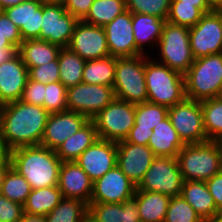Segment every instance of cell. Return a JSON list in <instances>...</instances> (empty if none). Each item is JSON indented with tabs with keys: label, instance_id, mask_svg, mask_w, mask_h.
<instances>
[{
	"label": "cell",
	"instance_id": "1",
	"mask_svg": "<svg viewBox=\"0 0 222 222\" xmlns=\"http://www.w3.org/2000/svg\"><path fill=\"white\" fill-rule=\"evenodd\" d=\"M49 114L44 107L21 100L5 104L0 134L9 151L40 145Z\"/></svg>",
	"mask_w": 222,
	"mask_h": 222
},
{
	"label": "cell",
	"instance_id": "2",
	"mask_svg": "<svg viewBox=\"0 0 222 222\" xmlns=\"http://www.w3.org/2000/svg\"><path fill=\"white\" fill-rule=\"evenodd\" d=\"M9 163L31 189L58 185L62 161L55 150L41 145L20 147L10 151Z\"/></svg>",
	"mask_w": 222,
	"mask_h": 222
},
{
	"label": "cell",
	"instance_id": "3",
	"mask_svg": "<svg viewBox=\"0 0 222 222\" xmlns=\"http://www.w3.org/2000/svg\"><path fill=\"white\" fill-rule=\"evenodd\" d=\"M147 101L167 108L185 98V77L180 72L145 55Z\"/></svg>",
	"mask_w": 222,
	"mask_h": 222
},
{
	"label": "cell",
	"instance_id": "4",
	"mask_svg": "<svg viewBox=\"0 0 222 222\" xmlns=\"http://www.w3.org/2000/svg\"><path fill=\"white\" fill-rule=\"evenodd\" d=\"M183 181H207L222 170L221 151L216 141L186 144L177 154Z\"/></svg>",
	"mask_w": 222,
	"mask_h": 222
},
{
	"label": "cell",
	"instance_id": "5",
	"mask_svg": "<svg viewBox=\"0 0 222 222\" xmlns=\"http://www.w3.org/2000/svg\"><path fill=\"white\" fill-rule=\"evenodd\" d=\"M185 77V95L191 100L217 98L222 89V52L195 59Z\"/></svg>",
	"mask_w": 222,
	"mask_h": 222
},
{
	"label": "cell",
	"instance_id": "6",
	"mask_svg": "<svg viewBox=\"0 0 222 222\" xmlns=\"http://www.w3.org/2000/svg\"><path fill=\"white\" fill-rule=\"evenodd\" d=\"M155 51L157 54H150L155 61L183 75L195 61L189 42V28L167 21Z\"/></svg>",
	"mask_w": 222,
	"mask_h": 222
},
{
	"label": "cell",
	"instance_id": "7",
	"mask_svg": "<svg viewBox=\"0 0 222 222\" xmlns=\"http://www.w3.org/2000/svg\"><path fill=\"white\" fill-rule=\"evenodd\" d=\"M113 90L117 99L133 104L147 102L145 54L116 58Z\"/></svg>",
	"mask_w": 222,
	"mask_h": 222
},
{
	"label": "cell",
	"instance_id": "8",
	"mask_svg": "<svg viewBox=\"0 0 222 222\" xmlns=\"http://www.w3.org/2000/svg\"><path fill=\"white\" fill-rule=\"evenodd\" d=\"M99 139L119 142L129 135L135 121V104L115 98L91 119Z\"/></svg>",
	"mask_w": 222,
	"mask_h": 222
},
{
	"label": "cell",
	"instance_id": "9",
	"mask_svg": "<svg viewBox=\"0 0 222 222\" xmlns=\"http://www.w3.org/2000/svg\"><path fill=\"white\" fill-rule=\"evenodd\" d=\"M183 178L176 157H155L136 191H153L170 197L181 194Z\"/></svg>",
	"mask_w": 222,
	"mask_h": 222
},
{
	"label": "cell",
	"instance_id": "10",
	"mask_svg": "<svg viewBox=\"0 0 222 222\" xmlns=\"http://www.w3.org/2000/svg\"><path fill=\"white\" fill-rule=\"evenodd\" d=\"M168 118L185 144L209 141L204 129L201 101L185 98L168 108Z\"/></svg>",
	"mask_w": 222,
	"mask_h": 222
},
{
	"label": "cell",
	"instance_id": "11",
	"mask_svg": "<svg viewBox=\"0 0 222 222\" xmlns=\"http://www.w3.org/2000/svg\"><path fill=\"white\" fill-rule=\"evenodd\" d=\"M115 99L113 87L79 83L67 88V110L85 115L89 120Z\"/></svg>",
	"mask_w": 222,
	"mask_h": 222
},
{
	"label": "cell",
	"instance_id": "12",
	"mask_svg": "<svg viewBox=\"0 0 222 222\" xmlns=\"http://www.w3.org/2000/svg\"><path fill=\"white\" fill-rule=\"evenodd\" d=\"M189 42L195 59L222 52V9L206 13L189 28Z\"/></svg>",
	"mask_w": 222,
	"mask_h": 222
},
{
	"label": "cell",
	"instance_id": "13",
	"mask_svg": "<svg viewBox=\"0 0 222 222\" xmlns=\"http://www.w3.org/2000/svg\"><path fill=\"white\" fill-rule=\"evenodd\" d=\"M40 40L67 47L79 21L66 11L63 3L43 2Z\"/></svg>",
	"mask_w": 222,
	"mask_h": 222
},
{
	"label": "cell",
	"instance_id": "14",
	"mask_svg": "<svg viewBox=\"0 0 222 222\" xmlns=\"http://www.w3.org/2000/svg\"><path fill=\"white\" fill-rule=\"evenodd\" d=\"M85 61L110 56L103 27L79 20L67 46Z\"/></svg>",
	"mask_w": 222,
	"mask_h": 222
},
{
	"label": "cell",
	"instance_id": "15",
	"mask_svg": "<svg viewBox=\"0 0 222 222\" xmlns=\"http://www.w3.org/2000/svg\"><path fill=\"white\" fill-rule=\"evenodd\" d=\"M136 189L116 165L93 182L90 203H123L134 197Z\"/></svg>",
	"mask_w": 222,
	"mask_h": 222
},
{
	"label": "cell",
	"instance_id": "16",
	"mask_svg": "<svg viewBox=\"0 0 222 222\" xmlns=\"http://www.w3.org/2000/svg\"><path fill=\"white\" fill-rule=\"evenodd\" d=\"M117 145V166L137 187L150 168L155 155L148 145L122 140Z\"/></svg>",
	"mask_w": 222,
	"mask_h": 222
},
{
	"label": "cell",
	"instance_id": "17",
	"mask_svg": "<svg viewBox=\"0 0 222 222\" xmlns=\"http://www.w3.org/2000/svg\"><path fill=\"white\" fill-rule=\"evenodd\" d=\"M74 162L94 182L117 165L116 142L98 138Z\"/></svg>",
	"mask_w": 222,
	"mask_h": 222
},
{
	"label": "cell",
	"instance_id": "18",
	"mask_svg": "<svg viewBox=\"0 0 222 222\" xmlns=\"http://www.w3.org/2000/svg\"><path fill=\"white\" fill-rule=\"evenodd\" d=\"M89 119L71 110L49 114L41 146L55 150L71 135L75 134Z\"/></svg>",
	"mask_w": 222,
	"mask_h": 222
},
{
	"label": "cell",
	"instance_id": "19",
	"mask_svg": "<svg viewBox=\"0 0 222 222\" xmlns=\"http://www.w3.org/2000/svg\"><path fill=\"white\" fill-rule=\"evenodd\" d=\"M110 56L135 57L136 42L132 28V13L126 10L104 27Z\"/></svg>",
	"mask_w": 222,
	"mask_h": 222
},
{
	"label": "cell",
	"instance_id": "20",
	"mask_svg": "<svg viewBox=\"0 0 222 222\" xmlns=\"http://www.w3.org/2000/svg\"><path fill=\"white\" fill-rule=\"evenodd\" d=\"M58 187L62 197L90 204L93 181L76 162H62Z\"/></svg>",
	"mask_w": 222,
	"mask_h": 222
},
{
	"label": "cell",
	"instance_id": "21",
	"mask_svg": "<svg viewBox=\"0 0 222 222\" xmlns=\"http://www.w3.org/2000/svg\"><path fill=\"white\" fill-rule=\"evenodd\" d=\"M28 78L27 66L18 53L0 64V102L7 104L20 100Z\"/></svg>",
	"mask_w": 222,
	"mask_h": 222
},
{
	"label": "cell",
	"instance_id": "22",
	"mask_svg": "<svg viewBox=\"0 0 222 222\" xmlns=\"http://www.w3.org/2000/svg\"><path fill=\"white\" fill-rule=\"evenodd\" d=\"M42 0H27L3 10L19 28L22 40L39 39L42 26Z\"/></svg>",
	"mask_w": 222,
	"mask_h": 222
},
{
	"label": "cell",
	"instance_id": "23",
	"mask_svg": "<svg viewBox=\"0 0 222 222\" xmlns=\"http://www.w3.org/2000/svg\"><path fill=\"white\" fill-rule=\"evenodd\" d=\"M166 20L153 15L132 13V28L136 42V56L153 54ZM146 51V52H145Z\"/></svg>",
	"mask_w": 222,
	"mask_h": 222
},
{
	"label": "cell",
	"instance_id": "24",
	"mask_svg": "<svg viewBox=\"0 0 222 222\" xmlns=\"http://www.w3.org/2000/svg\"><path fill=\"white\" fill-rule=\"evenodd\" d=\"M185 145L168 116L154 127L148 141L155 157H177Z\"/></svg>",
	"mask_w": 222,
	"mask_h": 222
},
{
	"label": "cell",
	"instance_id": "25",
	"mask_svg": "<svg viewBox=\"0 0 222 222\" xmlns=\"http://www.w3.org/2000/svg\"><path fill=\"white\" fill-rule=\"evenodd\" d=\"M88 213L98 222H141L134 198L123 203H90Z\"/></svg>",
	"mask_w": 222,
	"mask_h": 222
},
{
	"label": "cell",
	"instance_id": "26",
	"mask_svg": "<svg viewBox=\"0 0 222 222\" xmlns=\"http://www.w3.org/2000/svg\"><path fill=\"white\" fill-rule=\"evenodd\" d=\"M180 195L192 206L202 220L221 214L217 210L205 181H183Z\"/></svg>",
	"mask_w": 222,
	"mask_h": 222
},
{
	"label": "cell",
	"instance_id": "27",
	"mask_svg": "<svg viewBox=\"0 0 222 222\" xmlns=\"http://www.w3.org/2000/svg\"><path fill=\"white\" fill-rule=\"evenodd\" d=\"M97 139L95 124L89 120L56 149V154L62 162H74Z\"/></svg>",
	"mask_w": 222,
	"mask_h": 222
},
{
	"label": "cell",
	"instance_id": "28",
	"mask_svg": "<svg viewBox=\"0 0 222 222\" xmlns=\"http://www.w3.org/2000/svg\"><path fill=\"white\" fill-rule=\"evenodd\" d=\"M60 49V46L49 43L48 41L29 39L22 41L17 49V53L29 70L32 67H38L56 60Z\"/></svg>",
	"mask_w": 222,
	"mask_h": 222
},
{
	"label": "cell",
	"instance_id": "29",
	"mask_svg": "<svg viewBox=\"0 0 222 222\" xmlns=\"http://www.w3.org/2000/svg\"><path fill=\"white\" fill-rule=\"evenodd\" d=\"M133 198L141 222H164L170 196L153 191H136Z\"/></svg>",
	"mask_w": 222,
	"mask_h": 222
},
{
	"label": "cell",
	"instance_id": "30",
	"mask_svg": "<svg viewBox=\"0 0 222 222\" xmlns=\"http://www.w3.org/2000/svg\"><path fill=\"white\" fill-rule=\"evenodd\" d=\"M62 198L58 185L32 189L23 205L24 213L46 216Z\"/></svg>",
	"mask_w": 222,
	"mask_h": 222
},
{
	"label": "cell",
	"instance_id": "31",
	"mask_svg": "<svg viewBox=\"0 0 222 222\" xmlns=\"http://www.w3.org/2000/svg\"><path fill=\"white\" fill-rule=\"evenodd\" d=\"M60 82L66 87L82 82L85 60L68 47L60 49L58 54Z\"/></svg>",
	"mask_w": 222,
	"mask_h": 222
},
{
	"label": "cell",
	"instance_id": "32",
	"mask_svg": "<svg viewBox=\"0 0 222 222\" xmlns=\"http://www.w3.org/2000/svg\"><path fill=\"white\" fill-rule=\"evenodd\" d=\"M116 57L108 56L101 59H93L85 62L82 82L114 86Z\"/></svg>",
	"mask_w": 222,
	"mask_h": 222
},
{
	"label": "cell",
	"instance_id": "33",
	"mask_svg": "<svg viewBox=\"0 0 222 222\" xmlns=\"http://www.w3.org/2000/svg\"><path fill=\"white\" fill-rule=\"evenodd\" d=\"M126 10V0H95L83 21L104 27Z\"/></svg>",
	"mask_w": 222,
	"mask_h": 222
},
{
	"label": "cell",
	"instance_id": "34",
	"mask_svg": "<svg viewBox=\"0 0 222 222\" xmlns=\"http://www.w3.org/2000/svg\"><path fill=\"white\" fill-rule=\"evenodd\" d=\"M31 190L30 184L10 165L5 169L0 187L4 197L24 205Z\"/></svg>",
	"mask_w": 222,
	"mask_h": 222
},
{
	"label": "cell",
	"instance_id": "35",
	"mask_svg": "<svg viewBox=\"0 0 222 222\" xmlns=\"http://www.w3.org/2000/svg\"><path fill=\"white\" fill-rule=\"evenodd\" d=\"M87 213L86 203L63 197L59 204L45 216V220L46 222H82Z\"/></svg>",
	"mask_w": 222,
	"mask_h": 222
},
{
	"label": "cell",
	"instance_id": "36",
	"mask_svg": "<svg viewBox=\"0 0 222 222\" xmlns=\"http://www.w3.org/2000/svg\"><path fill=\"white\" fill-rule=\"evenodd\" d=\"M203 124L209 141L222 138V100L210 98L201 101Z\"/></svg>",
	"mask_w": 222,
	"mask_h": 222
},
{
	"label": "cell",
	"instance_id": "37",
	"mask_svg": "<svg viewBox=\"0 0 222 222\" xmlns=\"http://www.w3.org/2000/svg\"><path fill=\"white\" fill-rule=\"evenodd\" d=\"M168 116V108L166 106L144 102L135 104V121L134 125L138 128L151 129Z\"/></svg>",
	"mask_w": 222,
	"mask_h": 222
},
{
	"label": "cell",
	"instance_id": "38",
	"mask_svg": "<svg viewBox=\"0 0 222 222\" xmlns=\"http://www.w3.org/2000/svg\"><path fill=\"white\" fill-rule=\"evenodd\" d=\"M204 13L196 7V4H181V1L171 0L167 22L186 26H195Z\"/></svg>",
	"mask_w": 222,
	"mask_h": 222
},
{
	"label": "cell",
	"instance_id": "39",
	"mask_svg": "<svg viewBox=\"0 0 222 222\" xmlns=\"http://www.w3.org/2000/svg\"><path fill=\"white\" fill-rule=\"evenodd\" d=\"M202 221V218L181 195L170 198L164 222Z\"/></svg>",
	"mask_w": 222,
	"mask_h": 222
},
{
	"label": "cell",
	"instance_id": "40",
	"mask_svg": "<svg viewBox=\"0 0 222 222\" xmlns=\"http://www.w3.org/2000/svg\"><path fill=\"white\" fill-rule=\"evenodd\" d=\"M171 0H126V9L131 13L153 15L167 20Z\"/></svg>",
	"mask_w": 222,
	"mask_h": 222
},
{
	"label": "cell",
	"instance_id": "41",
	"mask_svg": "<svg viewBox=\"0 0 222 222\" xmlns=\"http://www.w3.org/2000/svg\"><path fill=\"white\" fill-rule=\"evenodd\" d=\"M44 108L50 114L67 110V88L60 81L45 84Z\"/></svg>",
	"mask_w": 222,
	"mask_h": 222
},
{
	"label": "cell",
	"instance_id": "42",
	"mask_svg": "<svg viewBox=\"0 0 222 222\" xmlns=\"http://www.w3.org/2000/svg\"><path fill=\"white\" fill-rule=\"evenodd\" d=\"M30 80L42 84L55 83L60 81L59 63L54 60L38 67H32L28 70Z\"/></svg>",
	"mask_w": 222,
	"mask_h": 222
},
{
	"label": "cell",
	"instance_id": "43",
	"mask_svg": "<svg viewBox=\"0 0 222 222\" xmlns=\"http://www.w3.org/2000/svg\"><path fill=\"white\" fill-rule=\"evenodd\" d=\"M23 214V205L7 199L0 193V222H19Z\"/></svg>",
	"mask_w": 222,
	"mask_h": 222
},
{
	"label": "cell",
	"instance_id": "44",
	"mask_svg": "<svg viewBox=\"0 0 222 222\" xmlns=\"http://www.w3.org/2000/svg\"><path fill=\"white\" fill-rule=\"evenodd\" d=\"M44 89L45 84L28 78L20 100L24 103L44 107Z\"/></svg>",
	"mask_w": 222,
	"mask_h": 222
},
{
	"label": "cell",
	"instance_id": "45",
	"mask_svg": "<svg viewBox=\"0 0 222 222\" xmlns=\"http://www.w3.org/2000/svg\"><path fill=\"white\" fill-rule=\"evenodd\" d=\"M0 33L17 49L23 41L19 28L3 11H0Z\"/></svg>",
	"mask_w": 222,
	"mask_h": 222
},
{
	"label": "cell",
	"instance_id": "46",
	"mask_svg": "<svg viewBox=\"0 0 222 222\" xmlns=\"http://www.w3.org/2000/svg\"><path fill=\"white\" fill-rule=\"evenodd\" d=\"M95 0H65L64 8L78 20H83L90 11Z\"/></svg>",
	"mask_w": 222,
	"mask_h": 222
},
{
	"label": "cell",
	"instance_id": "47",
	"mask_svg": "<svg viewBox=\"0 0 222 222\" xmlns=\"http://www.w3.org/2000/svg\"><path fill=\"white\" fill-rule=\"evenodd\" d=\"M210 194L216 204L217 210L222 213V170L206 181Z\"/></svg>",
	"mask_w": 222,
	"mask_h": 222
},
{
	"label": "cell",
	"instance_id": "48",
	"mask_svg": "<svg viewBox=\"0 0 222 222\" xmlns=\"http://www.w3.org/2000/svg\"><path fill=\"white\" fill-rule=\"evenodd\" d=\"M151 136V129L138 128V125H134L125 140L129 143L148 145Z\"/></svg>",
	"mask_w": 222,
	"mask_h": 222
},
{
	"label": "cell",
	"instance_id": "49",
	"mask_svg": "<svg viewBox=\"0 0 222 222\" xmlns=\"http://www.w3.org/2000/svg\"><path fill=\"white\" fill-rule=\"evenodd\" d=\"M181 1V4H196V7L199 8L204 14L212 12L214 8L210 5L208 0H177Z\"/></svg>",
	"mask_w": 222,
	"mask_h": 222
},
{
	"label": "cell",
	"instance_id": "50",
	"mask_svg": "<svg viewBox=\"0 0 222 222\" xmlns=\"http://www.w3.org/2000/svg\"><path fill=\"white\" fill-rule=\"evenodd\" d=\"M17 54L14 46H0V64L7 62Z\"/></svg>",
	"mask_w": 222,
	"mask_h": 222
},
{
	"label": "cell",
	"instance_id": "51",
	"mask_svg": "<svg viewBox=\"0 0 222 222\" xmlns=\"http://www.w3.org/2000/svg\"><path fill=\"white\" fill-rule=\"evenodd\" d=\"M10 151L5 145L4 139L0 134V165H10Z\"/></svg>",
	"mask_w": 222,
	"mask_h": 222
},
{
	"label": "cell",
	"instance_id": "52",
	"mask_svg": "<svg viewBox=\"0 0 222 222\" xmlns=\"http://www.w3.org/2000/svg\"><path fill=\"white\" fill-rule=\"evenodd\" d=\"M19 222H46L45 216L24 213Z\"/></svg>",
	"mask_w": 222,
	"mask_h": 222
},
{
	"label": "cell",
	"instance_id": "53",
	"mask_svg": "<svg viewBox=\"0 0 222 222\" xmlns=\"http://www.w3.org/2000/svg\"><path fill=\"white\" fill-rule=\"evenodd\" d=\"M27 0H0V11L12 6H16Z\"/></svg>",
	"mask_w": 222,
	"mask_h": 222
},
{
	"label": "cell",
	"instance_id": "54",
	"mask_svg": "<svg viewBox=\"0 0 222 222\" xmlns=\"http://www.w3.org/2000/svg\"><path fill=\"white\" fill-rule=\"evenodd\" d=\"M214 9H222V0H208Z\"/></svg>",
	"mask_w": 222,
	"mask_h": 222
},
{
	"label": "cell",
	"instance_id": "55",
	"mask_svg": "<svg viewBox=\"0 0 222 222\" xmlns=\"http://www.w3.org/2000/svg\"><path fill=\"white\" fill-rule=\"evenodd\" d=\"M202 222H222V213L212 218L204 219Z\"/></svg>",
	"mask_w": 222,
	"mask_h": 222
},
{
	"label": "cell",
	"instance_id": "56",
	"mask_svg": "<svg viewBox=\"0 0 222 222\" xmlns=\"http://www.w3.org/2000/svg\"><path fill=\"white\" fill-rule=\"evenodd\" d=\"M0 46H13V45L0 33Z\"/></svg>",
	"mask_w": 222,
	"mask_h": 222
},
{
	"label": "cell",
	"instance_id": "57",
	"mask_svg": "<svg viewBox=\"0 0 222 222\" xmlns=\"http://www.w3.org/2000/svg\"><path fill=\"white\" fill-rule=\"evenodd\" d=\"M82 222H98L96 219H94L89 213L85 215Z\"/></svg>",
	"mask_w": 222,
	"mask_h": 222
},
{
	"label": "cell",
	"instance_id": "58",
	"mask_svg": "<svg viewBox=\"0 0 222 222\" xmlns=\"http://www.w3.org/2000/svg\"><path fill=\"white\" fill-rule=\"evenodd\" d=\"M9 165H0V187H1V183H2V178L4 175V171L5 169L8 167Z\"/></svg>",
	"mask_w": 222,
	"mask_h": 222
},
{
	"label": "cell",
	"instance_id": "59",
	"mask_svg": "<svg viewBox=\"0 0 222 222\" xmlns=\"http://www.w3.org/2000/svg\"><path fill=\"white\" fill-rule=\"evenodd\" d=\"M4 106H5V104L0 102V131H1V127H2V115H3Z\"/></svg>",
	"mask_w": 222,
	"mask_h": 222
},
{
	"label": "cell",
	"instance_id": "60",
	"mask_svg": "<svg viewBox=\"0 0 222 222\" xmlns=\"http://www.w3.org/2000/svg\"><path fill=\"white\" fill-rule=\"evenodd\" d=\"M216 142H217V144H218V146H219V148H220V151H221V160H222V138H221V139H218Z\"/></svg>",
	"mask_w": 222,
	"mask_h": 222
},
{
	"label": "cell",
	"instance_id": "61",
	"mask_svg": "<svg viewBox=\"0 0 222 222\" xmlns=\"http://www.w3.org/2000/svg\"><path fill=\"white\" fill-rule=\"evenodd\" d=\"M43 2L63 3L65 0H42Z\"/></svg>",
	"mask_w": 222,
	"mask_h": 222
},
{
	"label": "cell",
	"instance_id": "62",
	"mask_svg": "<svg viewBox=\"0 0 222 222\" xmlns=\"http://www.w3.org/2000/svg\"><path fill=\"white\" fill-rule=\"evenodd\" d=\"M219 98L222 100V89H221V92H220Z\"/></svg>",
	"mask_w": 222,
	"mask_h": 222
}]
</instances>
